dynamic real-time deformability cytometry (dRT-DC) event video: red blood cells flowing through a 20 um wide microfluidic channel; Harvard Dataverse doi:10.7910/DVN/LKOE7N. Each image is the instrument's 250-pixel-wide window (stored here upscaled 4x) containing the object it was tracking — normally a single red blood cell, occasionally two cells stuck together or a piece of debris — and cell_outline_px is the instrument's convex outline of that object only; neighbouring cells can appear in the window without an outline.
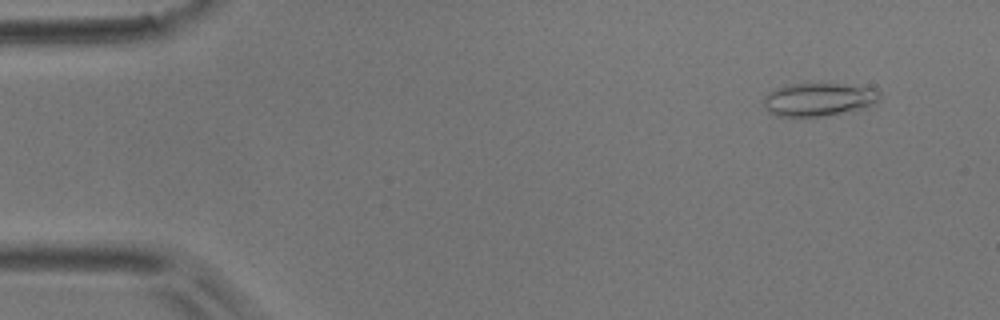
{"species": "common noctule bat (a hibernating species)", "species_latin": "Nyctalus noctula", "temperature_condition": "room temperature", "stored_images_in_passage": 51, "camera_frame_rate_fps": 3000, "um_per_image_px": 0.085, "animal": {"sex": "male", "body_mass_g": 17.9}, "frame": {"image": 1, "passage_image": 4, "time_ms": 1.0, "image_size_px": [1000, 320], "cell_outline_px": [[880, 100], [868, 108], [820, 116], [776, 116], [768, 112], [764, 108], [764, 96], [768, 92], [776, 88], [792, 84], [840, 84], [876, 88], [880, 92]], "centroid_in_image_um": [69.61, 8.46], "position_along_channel_um": 15.4, "area_um2": 22.54}}
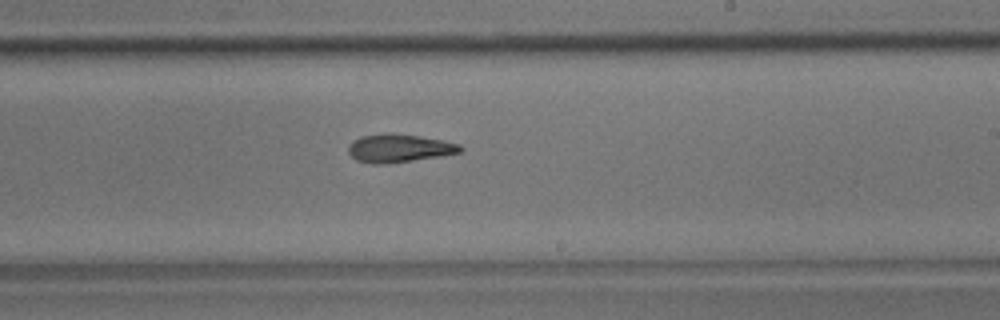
{"frame": {"image": 2, "passage_image": 30, "time_ms": 9.667, "image_size_px": [1000, 320], "cell_outline_px": [[464, 148], [460, 152], [440, 156], [388, 164], [372, 164], [356, 160], [348, 152], [348, 144], [352, 140], [360, 136], [384, 132], [392, 132], [420, 136], [444, 140], [460, 144]], "centroid_in_image_um": [33.89, 12.58], "position_along_channel_um": 255.1, "area_um2": 18.79}}
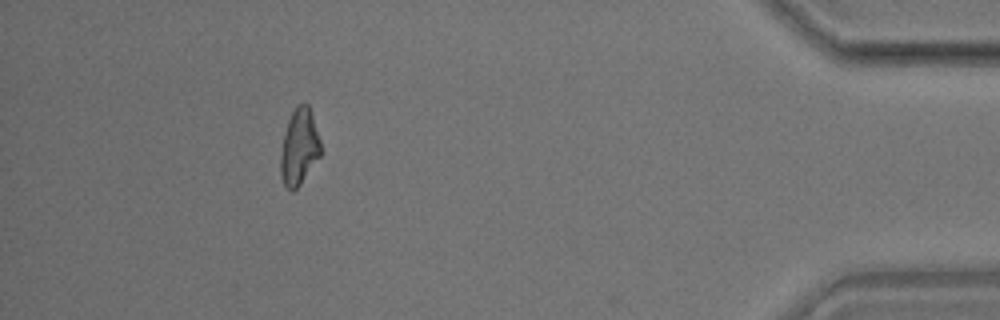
{"frame": {"image": 3, "passage_image": 46, "time_ms": 15.0, "image_size_px": [1000, 320], "cell_outline_px": [[324, 152], [300, 184], [292, 192], [284, 184], [280, 176], [280, 156], [284, 136], [288, 120], [296, 104], [308, 104], [312, 112]], "centroid_in_image_um": [25.47, 12.49], "position_along_channel_um": 409.7, "area_um2": 18.09}, "authors_computed_cell_mechanics": {"area_um2": 18.3226, "velocity_mm_per_s": 3.9376, "shape_relaxation_time_tau1_ms": 9.6175, "shape_relaxation_time_tau2_ms": 5.726, "deformation_change_tau1": 0.2387, "deformation_change_tau2": 0.1587}}